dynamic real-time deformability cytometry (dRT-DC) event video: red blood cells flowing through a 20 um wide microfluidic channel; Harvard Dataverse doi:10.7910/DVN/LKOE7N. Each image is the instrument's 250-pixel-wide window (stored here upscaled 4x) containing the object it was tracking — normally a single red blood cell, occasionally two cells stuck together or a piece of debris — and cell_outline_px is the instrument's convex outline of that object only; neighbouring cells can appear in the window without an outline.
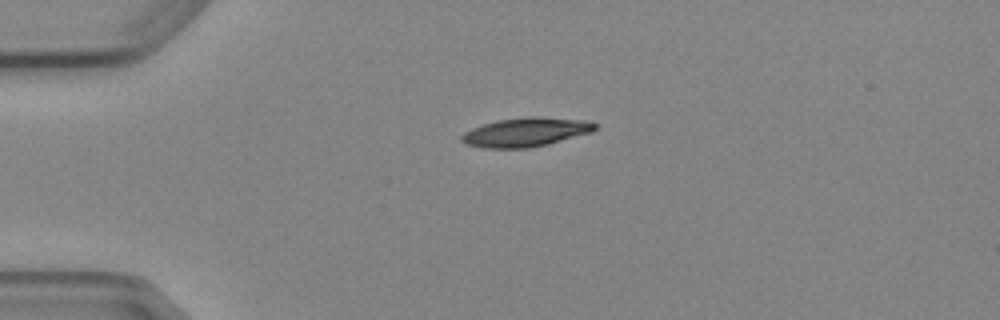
{"species": "Egyptian fruit bat (a non-hibernating species)", "species_latin": "Rousettus aegyptiacus", "temperature_condition": "cold", "stored_images_in_passage": 2, "camera_frame_rate_fps": 3000, "um_per_image_px": 0.085, "animal": {"sex": "female"}, "frame": {"image": 1, "passage_image": 1, "time_ms": 0.0, "image_size_px": [1000, 320], "cell_outline_px": [[596, 128], [592, 132], [548, 144], [528, 148], [484, 148], [464, 144], [460, 140], [460, 136], [464, 132], [472, 128], [496, 120], [528, 116], [536, 116], [584, 120], [596, 124]], "centroid_in_image_um": [44.65, 11.23], "position_along_channel_um": 40.4, "area_um2": 22.6}}